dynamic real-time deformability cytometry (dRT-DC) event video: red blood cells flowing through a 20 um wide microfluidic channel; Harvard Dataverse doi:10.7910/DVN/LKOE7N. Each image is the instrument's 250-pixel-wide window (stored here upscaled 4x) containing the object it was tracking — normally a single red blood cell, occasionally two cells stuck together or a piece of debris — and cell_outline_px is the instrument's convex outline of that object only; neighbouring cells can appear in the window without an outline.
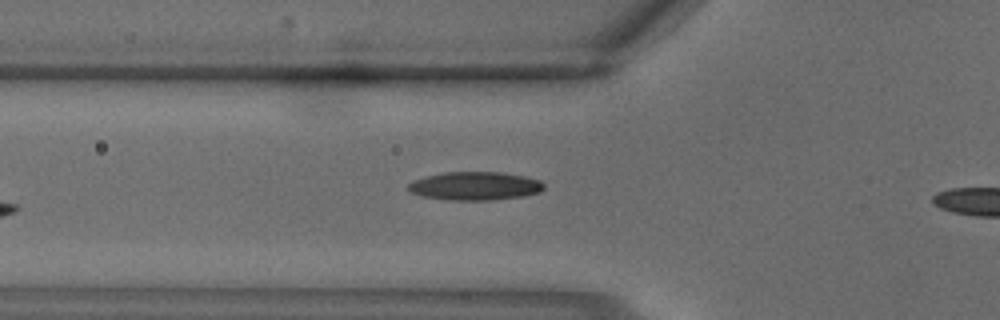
{"species": "common noctule bat (a hibernating species)", "species_latin": "Nyctalus noctula", "temperature_condition": "warm", "stored_images_in_passage": 4, "segment_of_instrument_passage": [1, 2], "camera_frame_rate_fps": 3000, "um_per_image_px": 0.085, "animal": {"sex": "male", "body_mass_g": 18.8}, "frame": {"image": 1, "passage_image": 3, "time_ms": 0.667, "image_size_px": [1000, 320], "cell_outline_px": [[544, 188], [540, 192], [524, 196], [488, 200], [448, 200], [424, 196], [412, 192], [408, 188], [408, 184], [412, 180], [444, 172], [500, 172], [524, 176], [540, 180], [544, 184]], "centroid_in_image_um": [40.4, 15.8], "position_along_channel_um": 85.4, "area_um2": 22.31}}